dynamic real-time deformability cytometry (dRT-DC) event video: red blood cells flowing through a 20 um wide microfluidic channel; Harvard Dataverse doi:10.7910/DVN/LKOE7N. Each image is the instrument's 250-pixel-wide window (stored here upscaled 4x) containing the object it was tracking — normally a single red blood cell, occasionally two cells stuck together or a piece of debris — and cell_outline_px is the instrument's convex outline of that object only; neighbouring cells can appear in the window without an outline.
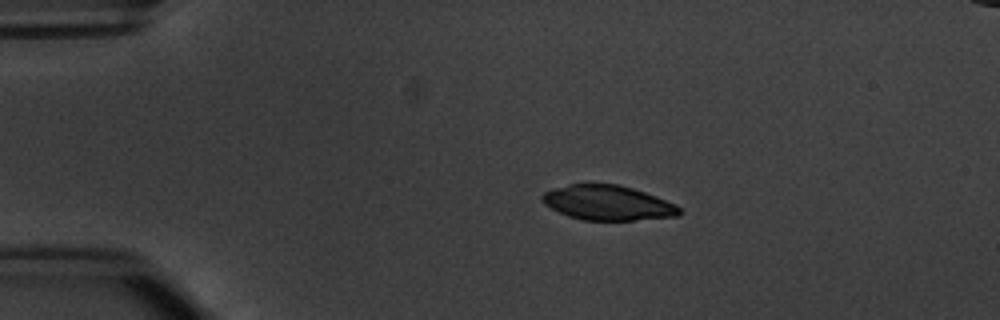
{"species": "common noctule bat (a hibernating species)", "species_latin": "Nyctalus noctula", "temperature_condition": "warm", "stored_images_in_passage": 5, "camera_frame_rate_fps": 3000, "um_per_image_px": 0.085, "animal": {"sex": "male", "body_mass_g": 20.1, "forearm_length_mm": 53.5}, "frame": {"image": 1, "passage_image": 2, "time_ms": 1.333, "image_size_px": [1000, 320], "cell_outline_px": [[680, 212], [676, 216], [632, 220], [584, 220], [568, 216], [544, 204], [540, 200], [540, 196], [544, 192], [568, 184], [616, 184], [632, 188], [656, 196], [676, 204], [680, 208]], "centroid_in_image_um": [51.63, 17.24], "position_along_channel_um": 33.4, "area_um2": 27.57}}